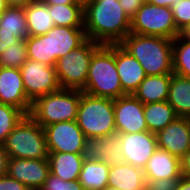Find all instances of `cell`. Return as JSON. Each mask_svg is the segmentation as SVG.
Returning a JSON list of instances; mask_svg holds the SVG:
<instances>
[{
  "label": "cell",
  "mask_w": 190,
  "mask_h": 190,
  "mask_svg": "<svg viewBox=\"0 0 190 190\" xmlns=\"http://www.w3.org/2000/svg\"><path fill=\"white\" fill-rule=\"evenodd\" d=\"M45 35L48 38L49 57L55 65L59 58L67 56L87 40L84 27L54 26Z\"/></svg>",
  "instance_id": "16"
},
{
  "label": "cell",
  "mask_w": 190,
  "mask_h": 190,
  "mask_svg": "<svg viewBox=\"0 0 190 190\" xmlns=\"http://www.w3.org/2000/svg\"><path fill=\"white\" fill-rule=\"evenodd\" d=\"M116 68L121 87L126 94H133L147 76L137 59L119 44H116Z\"/></svg>",
  "instance_id": "18"
},
{
  "label": "cell",
  "mask_w": 190,
  "mask_h": 190,
  "mask_svg": "<svg viewBox=\"0 0 190 190\" xmlns=\"http://www.w3.org/2000/svg\"><path fill=\"white\" fill-rule=\"evenodd\" d=\"M50 173L64 181H77L84 162L83 154L49 152Z\"/></svg>",
  "instance_id": "20"
},
{
  "label": "cell",
  "mask_w": 190,
  "mask_h": 190,
  "mask_svg": "<svg viewBox=\"0 0 190 190\" xmlns=\"http://www.w3.org/2000/svg\"><path fill=\"white\" fill-rule=\"evenodd\" d=\"M144 116L148 131L155 134L178 117L174 108L167 101L145 104Z\"/></svg>",
  "instance_id": "26"
},
{
  "label": "cell",
  "mask_w": 190,
  "mask_h": 190,
  "mask_svg": "<svg viewBox=\"0 0 190 190\" xmlns=\"http://www.w3.org/2000/svg\"><path fill=\"white\" fill-rule=\"evenodd\" d=\"M175 1L176 0H145V2H148L150 4L164 7H171Z\"/></svg>",
  "instance_id": "44"
},
{
  "label": "cell",
  "mask_w": 190,
  "mask_h": 190,
  "mask_svg": "<svg viewBox=\"0 0 190 190\" xmlns=\"http://www.w3.org/2000/svg\"><path fill=\"white\" fill-rule=\"evenodd\" d=\"M9 156L4 150L3 145H0V176L7 175Z\"/></svg>",
  "instance_id": "39"
},
{
  "label": "cell",
  "mask_w": 190,
  "mask_h": 190,
  "mask_svg": "<svg viewBox=\"0 0 190 190\" xmlns=\"http://www.w3.org/2000/svg\"><path fill=\"white\" fill-rule=\"evenodd\" d=\"M121 144L124 163L143 169L158 148L156 134L150 131L139 133H116Z\"/></svg>",
  "instance_id": "11"
},
{
  "label": "cell",
  "mask_w": 190,
  "mask_h": 190,
  "mask_svg": "<svg viewBox=\"0 0 190 190\" xmlns=\"http://www.w3.org/2000/svg\"><path fill=\"white\" fill-rule=\"evenodd\" d=\"M83 92L113 100L127 95L116 68V44L101 45L93 53Z\"/></svg>",
  "instance_id": "3"
},
{
  "label": "cell",
  "mask_w": 190,
  "mask_h": 190,
  "mask_svg": "<svg viewBox=\"0 0 190 190\" xmlns=\"http://www.w3.org/2000/svg\"><path fill=\"white\" fill-rule=\"evenodd\" d=\"M119 45L143 67L147 76L173 73V40L129 33Z\"/></svg>",
  "instance_id": "2"
},
{
  "label": "cell",
  "mask_w": 190,
  "mask_h": 190,
  "mask_svg": "<svg viewBox=\"0 0 190 190\" xmlns=\"http://www.w3.org/2000/svg\"><path fill=\"white\" fill-rule=\"evenodd\" d=\"M76 122L85 137L104 138L116 135L114 100L81 91Z\"/></svg>",
  "instance_id": "4"
},
{
  "label": "cell",
  "mask_w": 190,
  "mask_h": 190,
  "mask_svg": "<svg viewBox=\"0 0 190 190\" xmlns=\"http://www.w3.org/2000/svg\"><path fill=\"white\" fill-rule=\"evenodd\" d=\"M25 114L18 108L0 103V145H3L14 127Z\"/></svg>",
  "instance_id": "31"
},
{
  "label": "cell",
  "mask_w": 190,
  "mask_h": 190,
  "mask_svg": "<svg viewBox=\"0 0 190 190\" xmlns=\"http://www.w3.org/2000/svg\"><path fill=\"white\" fill-rule=\"evenodd\" d=\"M19 69L26 96L31 103L41 96L61 89L55 66L27 59Z\"/></svg>",
  "instance_id": "9"
},
{
  "label": "cell",
  "mask_w": 190,
  "mask_h": 190,
  "mask_svg": "<svg viewBox=\"0 0 190 190\" xmlns=\"http://www.w3.org/2000/svg\"><path fill=\"white\" fill-rule=\"evenodd\" d=\"M25 15L29 36L47 34V32L55 26L48 5L42 0H38L27 6L25 8Z\"/></svg>",
  "instance_id": "25"
},
{
  "label": "cell",
  "mask_w": 190,
  "mask_h": 190,
  "mask_svg": "<svg viewBox=\"0 0 190 190\" xmlns=\"http://www.w3.org/2000/svg\"><path fill=\"white\" fill-rule=\"evenodd\" d=\"M102 190H118V189L113 186L107 185Z\"/></svg>",
  "instance_id": "47"
},
{
  "label": "cell",
  "mask_w": 190,
  "mask_h": 190,
  "mask_svg": "<svg viewBox=\"0 0 190 190\" xmlns=\"http://www.w3.org/2000/svg\"><path fill=\"white\" fill-rule=\"evenodd\" d=\"M20 39L15 37L14 33L0 32V54L10 45L18 42Z\"/></svg>",
  "instance_id": "38"
},
{
  "label": "cell",
  "mask_w": 190,
  "mask_h": 190,
  "mask_svg": "<svg viewBox=\"0 0 190 190\" xmlns=\"http://www.w3.org/2000/svg\"><path fill=\"white\" fill-rule=\"evenodd\" d=\"M8 8L5 0H0V14Z\"/></svg>",
  "instance_id": "46"
},
{
  "label": "cell",
  "mask_w": 190,
  "mask_h": 190,
  "mask_svg": "<svg viewBox=\"0 0 190 190\" xmlns=\"http://www.w3.org/2000/svg\"><path fill=\"white\" fill-rule=\"evenodd\" d=\"M55 26L84 27L82 4L48 5Z\"/></svg>",
  "instance_id": "27"
},
{
  "label": "cell",
  "mask_w": 190,
  "mask_h": 190,
  "mask_svg": "<svg viewBox=\"0 0 190 190\" xmlns=\"http://www.w3.org/2000/svg\"><path fill=\"white\" fill-rule=\"evenodd\" d=\"M100 46L101 44L87 39L67 56L58 59L55 67L62 89H85L92 55Z\"/></svg>",
  "instance_id": "7"
},
{
  "label": "cell",
  "mask_w": 190,
  "mask_h": 190,
  "mask_svg": "<svg viewBox=\"0 0 190 190\" xmlns=\"http://www.w3.org/2000/svg\"><path fill=\"white\" fill-rule=\"evenodd\" d=\"M156 140L158 148L181 160L190 150V118L177 117L156 133Z\"/></svg>",
  "instance_id": "14"
},
{
  "label": "cell",
  "mask_w": 190,
  "mask_h": 190,
  "mask_svg": "<svg viewBox=\"0 0 190 190\" xmlns=\"http://www.w3.org/2000/svg\"><path fill=\"white\" fill-rule=\"evenodd\" d=\"M114 115L117 133L148 131L144 104L133 94H127L114 100Z\"/></svg>",
  "instance_id": "12"
},
{
  "label": "cell",
  "mask_w": 190,
  "mask_h": 190,
  "mask_svg": "<svg viewBox=\"0 0 190 190\" xmlns=\"http://www.w3.org/2000/svg\"><path fill=\"white\" fill-rule=\"evenodd\" d=\"M170 8L176 27L182 32L190 25V0H176Z\"/></svg>",
  "instance_id": "33"
},
{
  "label": "cell",
  "mask_w": 190,
  "mask_h": 190,
  "mask_svg": "<svg viewBox=\"0 0 190 190\" xmlns=\"http://www.w3.org/2000/svg\"><path fill=\"white\" fill-rule=\"evenodd\" d=\"M130 33L175 39L181 32L177 29L170 7L145 2L131 18Z\"/></svg>",
  "instance_id": "8"
},
{
  "label": "cell",
  "mask_w": 190,
  "mask_h": 190,
  "mask_svg": "<svg viewBox=\"0 0 190 190\" xmlns=\"http://www.w3.org/2000/svg\"><path fill=\"white\" fill-rule=\"evenodd\" d=\"M146 184L143 169L127 163L110 167L108 185L118 190H142Z\"/></svg>",
  "instance_id": "21"
},
{
  "label": "cell",
  "mask_w": 190,
  "mask_h": 190,
  "mask_svg": "<svg viewBox=\"0 0 190 190\" xmlns=\"http://www.w3.org/2000/svg\"><path fill=\"white\" fill-rule=\"evenodd\" d=\"M172 74L146 76L133 95L144 105L167 101Z\"/></svg>",
  "instance_id": "22"
},
{
  "label": "cell",
  "mask_w": 190,
  "mask_h": 190,
  "mask_svg": "<svg viewBox=\"0 0 190 190\" xmlns=\"http://www.w3.org/2000/svg\"><path fill=\"white\" fill-rule=\"evenodd\" d=\"M8 7H19L26 8L32 3L37 2L38 0H5Z\"/></svg>",
  "instance_id": "41"
},
{
  "label": "cell",
  "mask_w": 190,
  "mask_h": 190,
  "mask_svg": "<svg viewBox=\"0 0 190 190\" xmlns=\"http://www.w3.org/2000/svg\"><path fill=\"white\" fill-rule=\"evenodd\" d=\"M0 103L14 106L29 115L32 103L26 96L19 68L0 66Z\"/></svg>",
  "instance_id": "15"
},
{
  "label": "cell",
  "mask_w": 190,
  "mask_h": 190,
  "mask_svg": "<svg viewBox=\"0 0 190 190\" xmlns=\"http://www.w3.org/2000/svg\"><path fill=\"white\" fill-rule=\"evenodd\" d=\"M181 34L188 40H190V25L184 29Z\"/></svg>",
  "instance_id": "45"
},
{
  "label": "cell",
  "mask_w": 190,
  "mask_h": 190,
  "mask_svg": "<svg viewBox=\"0 0 190 190\" xmlns=\"http://www.w3.org/2000/svg\"><path fill=\"white\" fill-rule=\"evenodd\" d=\"M28 59L25 39L8 46L0 54V66L4 68H20Z\"/></svg>",
  "instance_id": "30"
},
{
  "label": "cell",
  "mask_w": 190,
  "mask_h": 190,
  "mask_svg": "<svg viewBox=\"0 0 190 190\" xmlns=\"http://www.w3.org/2000/svg\"><path fill=\"white\" fill-rule=\"evenodd\" d=\"M3 148L12 158L48 159L49 156L44 129L29 115L14 127Z\"/></svg>",
  "instance_id": "6"
},
{
  "label": "cell",
  "mask_w": 190,
  "mask_h": 190,
  "mask_svg": "<svg viewBox=\"0 0 190 190\" xmlns=\"http://www.w3.org/2000/svg\"><path fill=\"white\" fill-rule=\"evenodd\" d=\"M83 17L87 39L101 45L119 44L131 30V19L118 0H91Z\"/></svg>",
  "instance_id": "1"
},
{
  "label": "cell",
  "mask_w": 190,
  "mask_h": 190,
  "mask_svg": "<svg viewBox=\"0 0 190 190\" xmlns=\"http://www.w3.org/2000/svg\"><path fill=\"white\" fill-rule=\"evenodd\" d=\"M0 190H30L23 183L9 177L8 175L0 176Z\"/></svg>",
  "instance_id": "36"
},
{
  "label": "cell",
  "mask_w": 190,
  "mask_h": 190,
  "mask_svg": "<svg viewBox=\"0 0 190 190\" xmlns=\"http://www.w3.org/2000/svg\"><path fill=\"white\" fill-rule=\"evenodd\" d=\"M0 32L14 33L20 40L29 36L25 8L8 7L0 14Z\"/></svg>",
  "instance_id": "28"
},
{
  "label": "cell",
  "mask_w": 190,
  "mask_h": 190,
  "mask_svg": "<svg viewBox=\"0 0 190 190\" xmlns=\"http://www.w3.org/2000/svg\"><path fill=\"white\" fill-rule=\"evenodd\" d=\"M46 5L80 4L75 0H42Z\"/></svg>",
  "instance_id": "43"
},
{
  "label": "cell",
  "mask_w": 190,
  "mask_h": 190,
  "mask_svg": "<svg viewBox=\"0 0 190 190\" xmlns=\"http://www.w3.org/2000/svg\"><path fill=\"white\" fill-rule=\"evenodd\" d=\"M82 154L86 160L103 161L110 167L124 163L121 144L116 135L85 137Z\"/></svg>",
  "instance_id": "17"
},
{
  "label": "cell",
  "mask_w": 190,
  "mask_h": 190,
  "mask_svg": "<svg viewBox=\"0 0 190 190\" xmlns=\"http://www.w3.org/2000/svg\"><path fill=\"white\" fill-rule=\"evenodd\" d=\"M109 170L103 161L84 159L78 181L84 190H102L108 185Z\"/></svg>",
  "instance_id": "24"
},
{
  "label": "cell",
  "mask_w": 190,
  "mask_h": 190,
  "mask_svg": "<svg viewBox=\"0 0 190 190\" xmlns=\"http://www.w3.org/2000/svg\"><path fill=\"white\" fill-rule=\"evenodd\" d=\"M81 90L60 89L37 98L31 105L29 116L42 128L53 123L75 121Z\"/></svg>",
  "instance_id": "5"
},
{
  "label": "cell",
  "mask_w": 190,
  "mask_h": 190,
  "mask_svg": "<svg viewBox=\"0 0 190 190\" xmlns=\"http://www.w3.org/2000/svg\"><path fill=\"white\" fill-rule=\"evenodd\" d=\"M126 15L131 19L138 9L145 3V0H118Z\"/></svg>",
  "instance_id": "37"
},
{
  "label": "cell",
  "mask_w": 190,
  "mask_h": 190,
  "mask_svg": "<svg viewBox=\"0 0 190 190\" xmlns=\"http://www.w3.org/2000/svg\"><path fill=\"white\" fill-rule=\"evenodd\" d=\"M173 73L190 78V40L181 33L173 39Z\"/></svg>",
  "instance_id": "29"
},
{
  "label": "cell",
  "mask_w": 190,
  "mask_h": 190,
  "mask_svg": "<svg viewBox=\"0 0 190 190\" xmlns=\"http://www.w3.org/2000/svg\"><path fill=\"white\" fill-rule=\"evenodd\" d=\"M40 190H84L80 182L64 181L49 173L43 187Z\"/></svg>",
  "instance_id": "34"
},
{
  "label": "cell",
  "mask_w": 190,
  "mask_h": 190,
  "mask_svg": "<svg viewBox=\"0 0 190 190\" xmlns=\"http://www.w3.org/2000/svg\"><path fill=\"white\" fill-rule=\"evenodd\" d=\"M50 173L48 159H8L7 175L30 190H40Z\"/></svg>",
  "instance_id": "13"
},
{
  "label": "cell",
  "mask_w": 190,
  "mask_h": 190,
  "mask_svg": "<svg viewBox=\"0 0 190 190\" xmlns=\"http://www.w3.org/2000/svg\"><path fill=\"white\" fill-rule=\"evenodd\" d=\"M48 152L82 154L85 135L75 121H63L44 128Z\"/></svg>",
  "instance_id": "10"
},
{
  "label": "cell",
  "mask_w": 190,
  "mask_h": 190,
  "mask_svg": "<svg viewBox=\"0 0 190 190\" xmlns=\"http://www.w3.org/2000/svg\"><path fill=\"white\" fill-rule=\"evenodd\" d=\"M28 59L40 61L49 66H56L49 57L48 38L44 35L28 36L25 39Z\"/></svg>",
  "instance_id": "32"
},
{
  "label": "cell",
  "mask_w": 190,
  "mask_h": 190,
  "mask_svg": "<svg viewBox=\"0 0 190 190\" xmlns=\"http://www.w3.org/2000/svg\"><path fill=\"white\" fill-rule=\"evenodd\" d=\"M180 179L146 180L147 190H177Z\"/></svg>",
  "instance_id": "35"
},
{
  "label": "cell",
  "mask_w": 190,
  "mask_h": 190,
  "mask_svg": "<svg viewBox=\"0 0 190 190\" xmlns=\"http://www.w3.org/2000/svg\"><path fill=\"white\" fill-rule=\"evenodd\" d=\"M167 102L178 117L190 118V78L172 73Z\"/></svg>",
  "instance_id": "23"
},
{
  "label": "cell",
  "mask_w": 190,
  "mask_h": 190,
  "mask_svg": "<svg viewBox=\"0 0 190 190\" xmlns=\"http://www.w3.org/2000/svg\"><path fill=\"white\" fill-rule=\"evenodd\" d=\"M177 190H190V178L181 176L177 185Z\"/></svg>",
  "instance_id": "42"
},
{
  "label": "cell",
  "mask_w": 190,
  "mask_h": 190,
  "mask_svg": "<svg viewBox=\"0 0 190 190\" xmlns=\"http://www.w3.org/2000/svg\"><path fill=\"white\" fill-rule=\"evenodd\" d=\"M181 175L190 178V150L181 159Z\"/></svg>",
  "instance_id": "40"
},
{
  "label": "cell",
  "mask_w": 190,
  "mask_h": 190,
  "mask_svg": "<svg viewBox=\"0 0 190 190\" xmlns=\"http://www.w3.org/2000/svg\"><path fill=\"white\" fill-rule=\"evenodd\" d=\"M76 2L82 4L83 6L86 5L91 0H75Z\"/></svg>",
  "instance_id": "48"
},
{
  "label": "cell",
  "mask_w": 190,
  "mask_h": 190,
  "mask_svg": "<svg viewBox=\"0 0 190 190\" xmlns=\"http://www.w3.org/2000/svg\"><path fill=\"white\" fill-rule=\"evenodd\" d=\"M146 180L180 179L181 160L168 151L157 148L143 170Z\"/></svg>",
  "instance_id": "19"
}]
</instances>
